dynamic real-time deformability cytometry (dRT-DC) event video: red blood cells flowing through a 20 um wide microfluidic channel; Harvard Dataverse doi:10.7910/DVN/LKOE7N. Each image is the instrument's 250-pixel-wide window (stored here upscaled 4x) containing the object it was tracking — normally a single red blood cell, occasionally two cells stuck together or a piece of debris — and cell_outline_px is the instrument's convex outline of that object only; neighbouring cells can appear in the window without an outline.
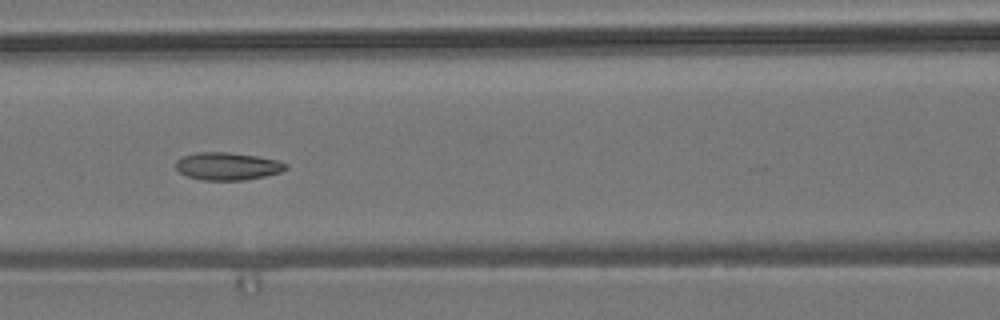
{"species": "common noctule bat (a hibernating species)", "species_latin": "Nyctalus noctula", "temperature_condition": "room temperature", "stored_images_in_passage": 9, "camera_frame_rate_fps": 3000, "um_per_image_px": 0.085, "animal": {"sex": "male", "body_mass_g": 19.2, "forearm_length_mm": 51.8}, "frame": {"image": 1, "passage_image": 8, "time_ms": 8.0, "image_size_px": [1000, 320], "cell_outline_px": [[288, 168], [280, 172], [264, 176], [244, 180], [204, 180], [188, 176], [180, 172], [176, 168], [176, 160], [184, 156], [196, 152], [228, 152], [256, 156], [276, 160], [288, 164]], "centroid_in_image_um": [19.34, 14.12], "position_along_channel_um": 147.3, "area_um2": 17.57}}
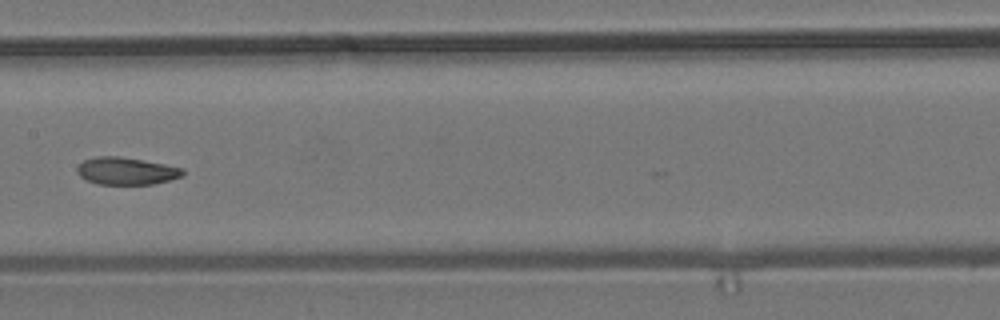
{"frame": {"image": 2, "passage_image": 9, "time_ms": 9.333, "image_size_px": [1000, 320], "cell_outline_px": [[184, 176], [152, 184], [96, 184], [80, 176], [76, 172], [76, 168], [84, 160], [96, 156], [120, 156], [164, 164], [184, 168]], "centroid_in_image_um": [10.73, 14.53], "position_along_channel_um": 196.7, "area_um2": 16.82}}